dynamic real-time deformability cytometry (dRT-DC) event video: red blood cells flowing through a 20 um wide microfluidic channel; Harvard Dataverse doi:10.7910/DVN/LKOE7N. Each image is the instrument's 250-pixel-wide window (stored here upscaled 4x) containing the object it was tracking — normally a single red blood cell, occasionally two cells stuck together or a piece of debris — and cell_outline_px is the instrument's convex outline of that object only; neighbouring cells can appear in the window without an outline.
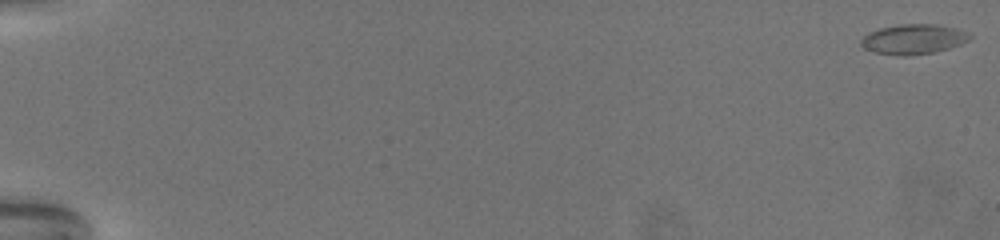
{"species": "common noctule bat (a hibernating species)", "species_latin": "Nyctalus noctula", "temperature_condition": "warm", "stored_images_in_passage": 72, "camera_frame_rate_fps": 3000, "um_per_image_px": 0.085, "animal": {"sex": "female", "body_mass_g": 19.5, "forearm_length_mm": 54.1}, "frame": {"image": 1, "passage_image": 1, "time_ms": 0.0, "image_size_px": [1000, 240], "cell_outline_px": [[972, 36], [968, 40], [960, 44], [948, 48], [932, 52], [904, 56], [900, 56], [876, 52], [864, 48], [860, 44], [860, 40], [868, 32], [880, 28], [900, 24], [936, 24], [956, 28]], "centroid_in_image_um": [77.6, 3.32], "position_along_channel_um": 7.4, "area_um2": 18.73}}
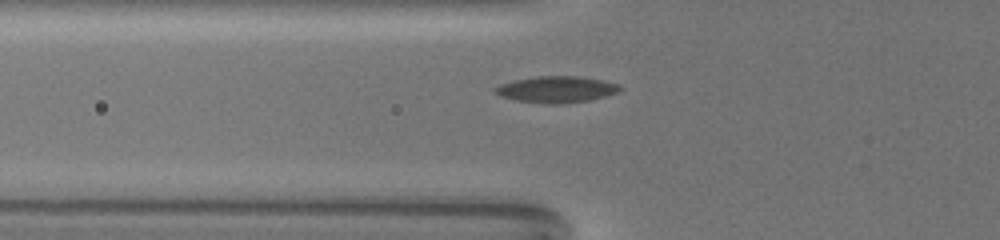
{"frame": {"image": 2, "passage_image": 29, "time_ms": 9.333, "image_size_px": [1000, 240], "cell_outline_px": [[620, 88], [616, 92], [604, 96], [588, 100], [560, 104], [544, 104], [516, 100], [500, 96], [492, 88], [500, 84], [512, 80], [536, 76], [580, 76], [604, 80], [620, 84]], "centroid_in_image_um": [47.25, 7.59], "position_along_channel_um": 78.5, "area_um2": 19.25}}
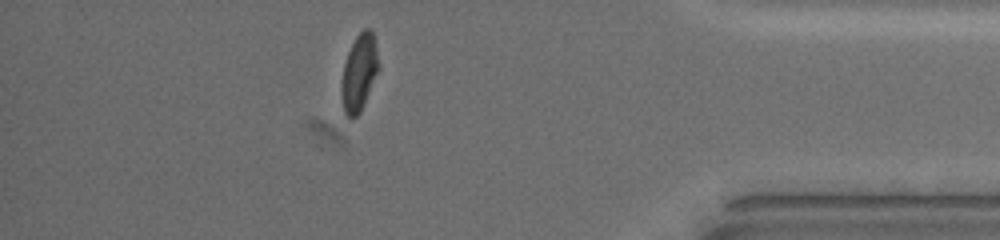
{"frame": {"image": 3, "passage_image": 64, "time_ms": 21.0, "image_size_px": [1000, 240], "cell_outline_px": [[380, 68], [364, 104], [360, 112], [352, 120], [348, 120], [344, 112], [340, 88], [344, 64], [348, 52], [356, 36], [364, 28], [368, 28], [372, 32], [380, 64]], "centroid_in_image_um": [30.52, 6.22], "position_along_channel_um": 404.7, "area_um2": 16.76}, "authors_computed_cell_mechanics": {"area_um2": 17.9758, "velocity_mm_per_s": 3.0502, "shape_relaxation_time_tau1_ms": null, "shape_relaxation_time_tau2_ms": 1.6706, "deformation_change_tau1": null, "deformation_change_tau2": 0.0761}}